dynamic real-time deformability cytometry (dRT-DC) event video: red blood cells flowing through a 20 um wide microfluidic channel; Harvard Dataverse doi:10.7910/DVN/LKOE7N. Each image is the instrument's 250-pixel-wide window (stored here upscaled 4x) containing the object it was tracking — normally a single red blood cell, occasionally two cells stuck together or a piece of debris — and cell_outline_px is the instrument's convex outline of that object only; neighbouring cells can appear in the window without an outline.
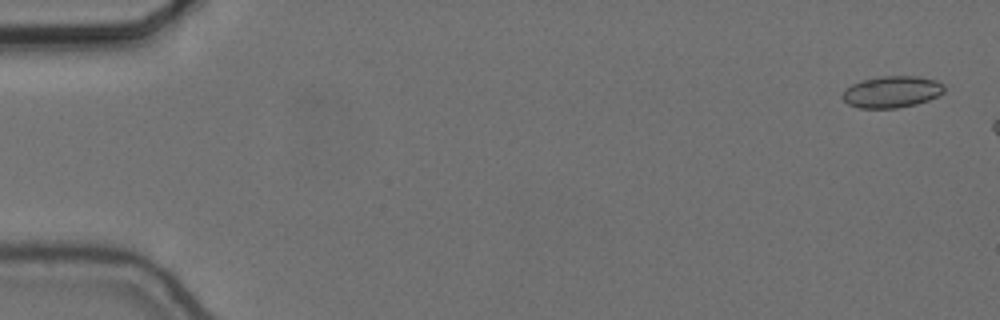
{"species": "common noctule bat (a hibernating species)", "species_latin": "Nyctalus noctula", "temperature_condition": "cold", "stored_images_in_passage": 11, "camera_frame_rate_fps": 3000, "um_per_image_px": 0.085, "animal": {"sex": "female", "body_mass_g": 24.6, "forearm_length_mm": 56.2}, "frame": {"image": 1, "passage_image": 2, "time_ms": 0.333, "image_size_px": [1000, 320], "cell_outline_px": [[944, 92], [928, 100], [916, 104], [896, 108], [860, 108], [848, 104], [840, 96], [844, 88], [852, 84], [864, 80], [880, 76], [916, 76], [936, 80], [944, 84]], "centroid_in_image_um": [75.78, 7.8], "position_along_channel_um": 9.2, "area_um2": 18.79}}